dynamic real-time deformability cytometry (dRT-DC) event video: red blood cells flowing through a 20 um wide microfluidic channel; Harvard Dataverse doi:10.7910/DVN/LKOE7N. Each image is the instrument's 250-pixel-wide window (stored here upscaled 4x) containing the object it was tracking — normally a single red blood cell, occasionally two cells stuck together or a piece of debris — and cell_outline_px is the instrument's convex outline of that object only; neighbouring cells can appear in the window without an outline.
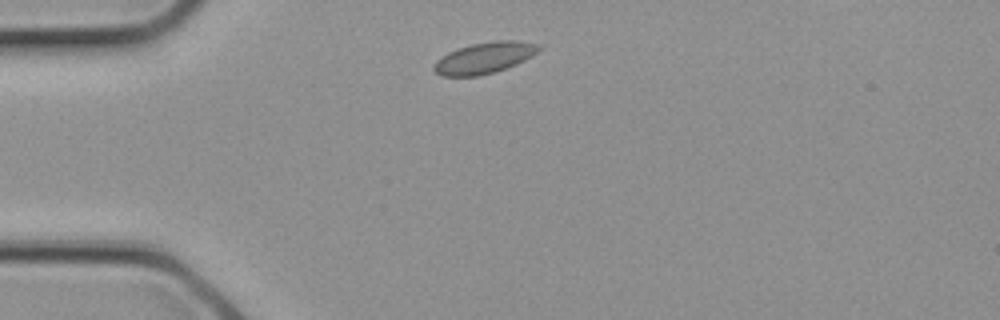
{"species": "common noctule bat (a hibernating species)", "species_latin": "Nyctalus noctula", "temperature_condition": "cold", "stored_images_in_passage": 1, "camera_frame_rate_fps": 3000, "um_per_image_px": 0.085, "animal": {"sex": "female", "body_mass_g": 21.9}, "frame": {"image": 1, "passage_image": 1, "time_ms": 0.0, "image_size_px": [1000, 320], "cell_outline_px": [[544, 48], [532, 56], [516, 64], [496, 72], [476, 76], [440, 76], [432, 68], [436, 60], [448, 52], [456, 48], [472, 44], [496, 40], [516, 40], [540, 44]], "centroid_in_image_um": [41.19, 4.91], "position_along_channel_um": 43.8, "area_um2": 19.31}}